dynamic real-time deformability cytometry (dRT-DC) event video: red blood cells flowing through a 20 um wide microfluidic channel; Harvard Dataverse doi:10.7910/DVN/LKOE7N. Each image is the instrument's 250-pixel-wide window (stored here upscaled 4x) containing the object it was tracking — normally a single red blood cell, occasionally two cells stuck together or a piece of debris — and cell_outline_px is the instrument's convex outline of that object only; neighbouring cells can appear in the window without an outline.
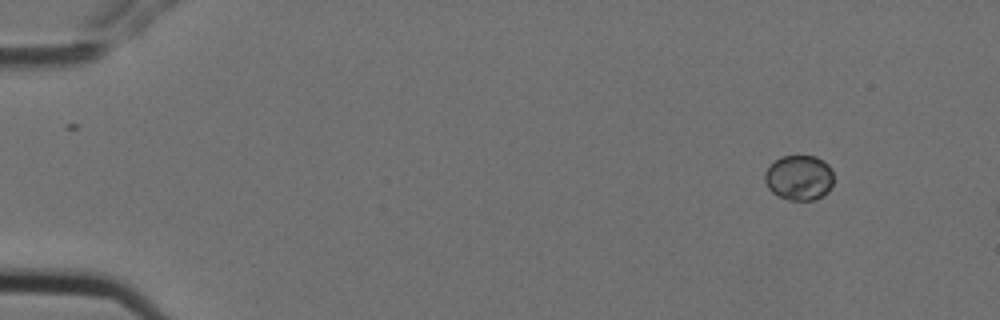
{"species": "Egyptian fruit bat (a non-hibernating species)", "species_latin": "Rousettus aegyptiacus", "temperature_condition": "cold", "stored_images_in_passage": 3, "camera_frame_rate_fps": 3000, "um_per_image_px": 0.085, "animal": {"sex": "female"}, "frame": {"image": 1, "passage_image": 1, "time_ms": 0.0, "image_size_px": [1000, 320], "cell_outline_px": [[832, 184], [828, 192], [824, 196], [812, 200], [788, 200], [772, 192], [768, 188], [764, 180], [764, 172], [780, 156], [816, 156], [824, 160], [832, 168]], "centroid_in_image_um": [67.93, 15.1], "position_along_channel_um": 17.1, "area_um2": 18.21}}